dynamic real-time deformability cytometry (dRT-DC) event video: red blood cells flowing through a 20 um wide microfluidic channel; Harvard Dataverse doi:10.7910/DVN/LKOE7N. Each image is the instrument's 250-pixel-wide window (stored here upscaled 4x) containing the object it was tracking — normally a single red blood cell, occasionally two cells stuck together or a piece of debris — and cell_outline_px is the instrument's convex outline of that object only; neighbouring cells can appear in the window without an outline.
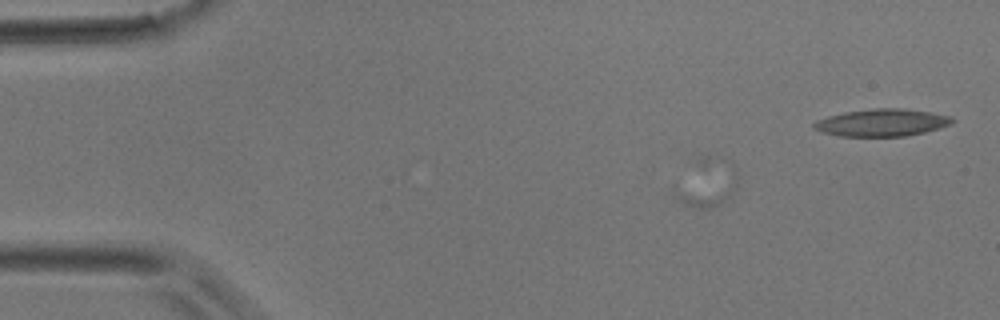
{"species": "common noctule bat (a hibernating species)", "species_latin": "Nyctalus noctula", "temperature_condition": "room temperature", "stored_images_in_passage": 5, "segment_of_instrument_passage": [1, 2], "camera_frame_rate_fps": 3000, "um_per_image_px": 0.085, "animal": {"sex": "male", "body_mass_g": 17.9}, "frame": {"image": 1, "passage_image": 1, "time_ms": 0.0, "image_size_px": [1000, 320], "cell_outline_px": [[740, 184], [732, 196], [720, 204], [712, 208], [696, 208], [680, 200], [676, 196], [672, 184], [728, 156], [732, 160], [740, 176]], "centroid_in_image_um": [60.28, 15.73], "position_along_channel_um": 24.7, "area_um2": 16.01}}
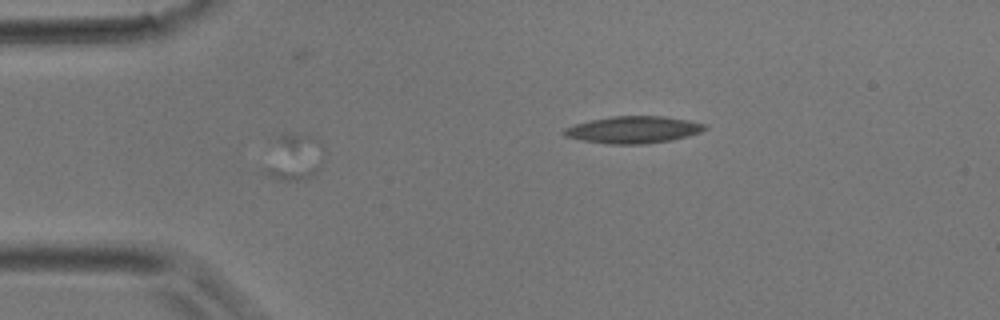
{"frame": {"image": 2, "passage_image": 3, "time_ms": 0.667, "image_size_px": [1000, 320], "cell_outline_px": [[324, 160], [320, 168], [312, 176], [304, 180], [280, 180], [268, 176], [264, 172], [264, 168], [280, 132], [308, 136], [316, 140], [324, 148]], "centroid_in_image_um": [25.03, 13.41], "position_along_channel_um": 60.0, "area_um2": 15.9}}
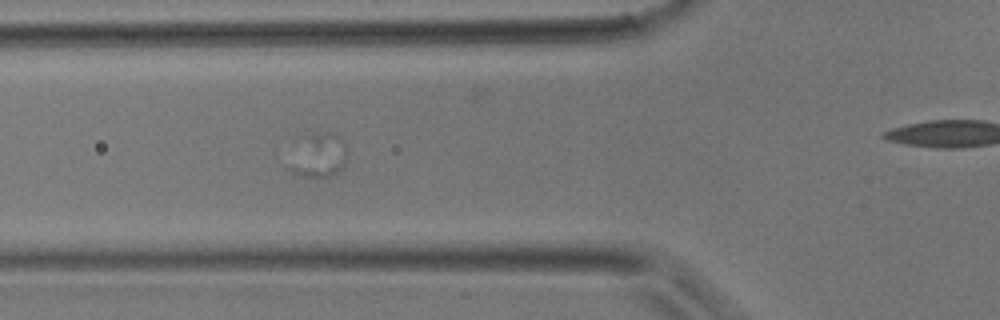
{"frame": {"image": 3, "passage_image": 4, "time_ms": 1.0, "image_size_px": [1000, 320], "cell_outline_px": [[344, 168], [328, 176], [300, 176], [284, 168], [308, 136], [328, 132], [340, 136], [344, 140]], "centroid_in_image_um": [27.08, 13.27], "position_along_channel_um": 98.7, "area_um2": 14.05}}